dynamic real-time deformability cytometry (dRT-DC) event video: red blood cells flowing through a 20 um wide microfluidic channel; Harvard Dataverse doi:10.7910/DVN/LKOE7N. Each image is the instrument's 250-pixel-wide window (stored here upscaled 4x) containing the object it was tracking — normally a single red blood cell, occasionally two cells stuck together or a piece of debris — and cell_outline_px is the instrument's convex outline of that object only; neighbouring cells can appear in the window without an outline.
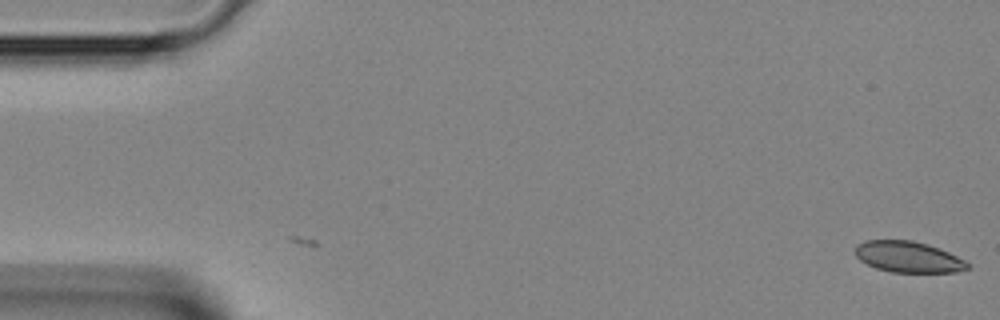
{"species": "Egyptian fruit bat (a non-hibernating species)", "species_latin": "Rousettus aegyptiacus", "temperature_condition": "room temperature", "stored_images_in_passage": 2, "camera_frame_rate_fps": 3000, "um_per_image_px": 0.085, "animal": {"sex": "female"}, "frame": {"image": 1, "passage_image": 2, "time_ms": 0.333, "image_size_px": [1000, 320], "cell_outline_px": [[968, 268], [956, 272], [892, 272], [876, 268], [860, 260], [856, 256], [856, 244], [864, 240], [912, 240], [928, 244], [940, 248], [964, 260], [968, 264]], "centroid_in_image_um": [77.18, 21.82], "position_along_channel_um": 7.8, "area_um2": 20.23}}